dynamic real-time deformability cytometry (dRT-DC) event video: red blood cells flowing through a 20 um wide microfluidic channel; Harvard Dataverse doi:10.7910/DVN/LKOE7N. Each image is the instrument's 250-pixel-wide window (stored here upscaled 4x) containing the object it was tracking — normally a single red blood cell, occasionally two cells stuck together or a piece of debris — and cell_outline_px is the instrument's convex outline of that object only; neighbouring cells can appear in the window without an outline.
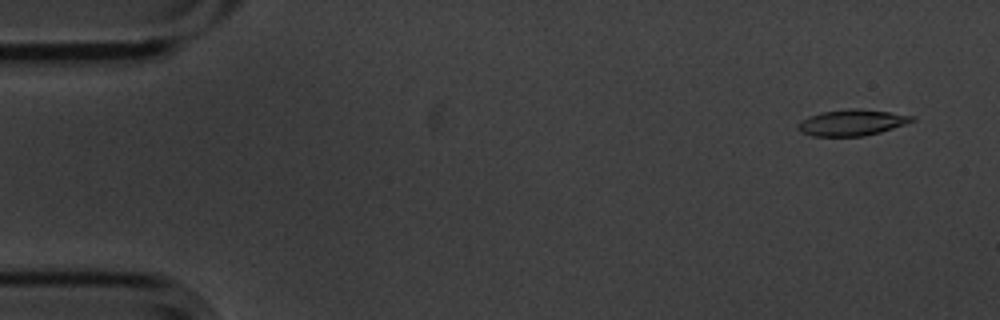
{"species": "common noctule bat (a hibernating species)", "species_latin": "Nyctalus noctula", "temperature_condition": "cold", "stored_images_in_passage": 14, "camera_frame_rate_fps": 3000, "um_per_image_px": 0.085, "animal": {"sex": "male", "body_mass_g": 20.1, "forearm_length_mm": 53.5}, "frame": {"image": 1, "passage_image": 1, "time_ms": 0.0, "image_size_px": [1000, 320], "cell_outline_px": [[916, 120], [880, 132], [864, 136], [812, 136], [800, 132], [796, 128], [796, 124], [808, 116], [820, 112], [848, 108], [860, 108], [916, 116]], "centroid_in_image_um": [72.37, 10.41], "position_along_channel_um": 12.6, "area_um2": 17.51}}
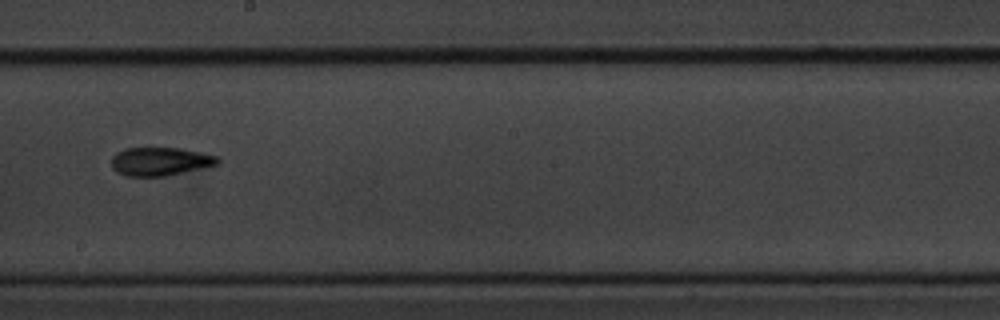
{"frame": {"image": 2, "passage_image": 8, "time_ms": 2.333, "image_size_px": [1000, 320], "cell_outline_px": [[220, 160], [216, 164], [168, 176], [124, 176], [116, 172], [112, 168], [112, 156], [116, 152], [124, 148], [180, 148], [200, 152], [216, 156]], "centroid_in_image_um": [13.55, 13.72], "position_along_channel_um": 234.7, "area_um2": 17.51}}
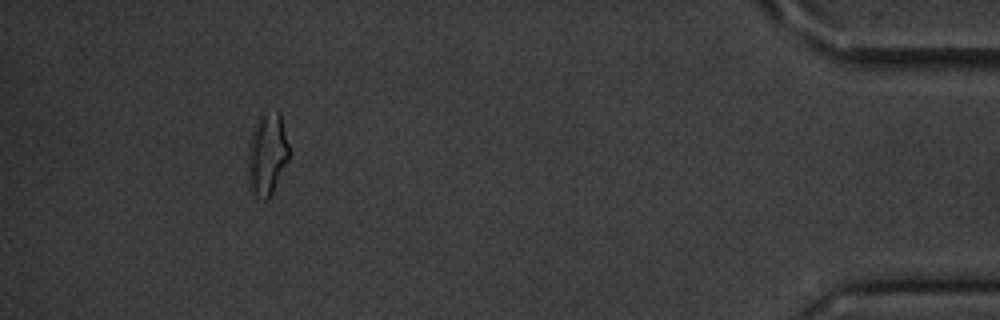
{"frame": {"image": 3, "passage_image": 13, "time_ms": 4.0, "image_size_px": [1000, 320], "cell_outline_px": [[288, 160], [268, 200], [260, 200], [248, 188], [248, 148], [252, 128], [260, 112], [280, 112], [288, 144]], "centroid_in_image_um": [22.67, 13.1], "position_along_channel_um": 412.5, "area_um2": 19.88}}